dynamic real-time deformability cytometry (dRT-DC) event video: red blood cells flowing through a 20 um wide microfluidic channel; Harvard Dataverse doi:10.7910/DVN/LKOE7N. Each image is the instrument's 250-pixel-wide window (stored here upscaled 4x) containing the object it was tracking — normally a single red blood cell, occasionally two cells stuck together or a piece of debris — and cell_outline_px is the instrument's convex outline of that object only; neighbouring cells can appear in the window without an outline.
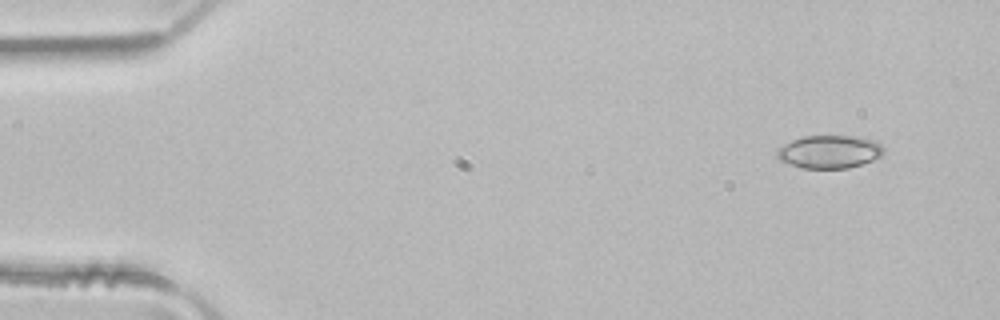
{"species": "common noctule bat (a hibernating species)", "species_latin": "Nyctalus noctula", "temperature_condition": "room temperature", "stored_images_in_passage": 4, "camera_frame_rate_fps": 3000, "um_per_image_px": 0.085, "animal": {"sex": "male", "body_mass_g": 21.5, "forearm_length_mm": 52.0}, "frame": {"image": 1, "passage_image": 1, "time_ms": 0.0, "image_size_px": [1000, 320], "cell_outline_px": [[884, 152], [880, 156], [872, 160], [848, 168], [800, 168], [780, 160], [776, 156], [776, 148], [792, 140], [804, 136], [852, 136], [876, 140], [884, 148]], "centroid_in_image_um": [70.47, 12.89], "position_along_channel_um": 14.5, "area_um2": 20.52}}